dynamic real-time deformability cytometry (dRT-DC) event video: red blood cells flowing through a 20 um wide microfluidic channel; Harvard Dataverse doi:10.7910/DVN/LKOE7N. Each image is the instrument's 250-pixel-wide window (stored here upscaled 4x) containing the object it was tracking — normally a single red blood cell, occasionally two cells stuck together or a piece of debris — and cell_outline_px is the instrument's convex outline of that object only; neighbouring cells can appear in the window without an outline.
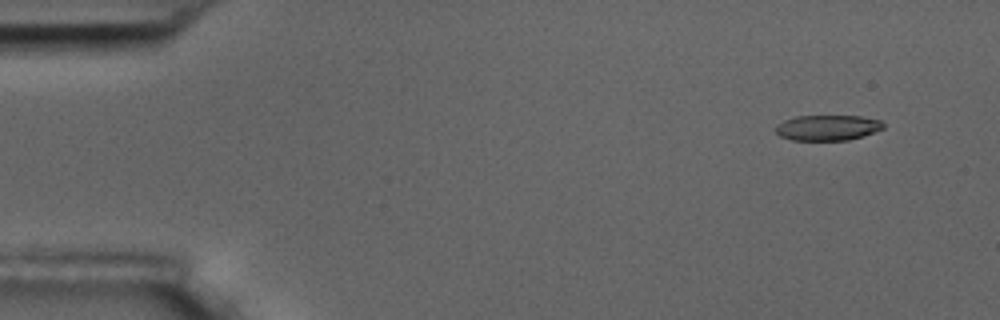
{"species": "common noctule bat (a hibernating species)", "species_latin": "Nyctalus noctula", "temperature_condition": "room temperature", "stored_images_in_passage": 10, "camera_frame_rate_fps": 3000, "um_per_image_px": 0.085, "animal": {"sex": "male", "body_mass_g": 17.5, "forearm_length_mm": 52.3}, "frame": {"image": 1, "passage_image": 1, "time_ms": 0.0, "image_size_px": [1000, 320], "cell_outline_px": [[884, 128], [864, 136], [848, 140], [792, 140], [780, 136], [776, 132], [776, 124], [784, 120], [796, 116], [860, 116], [880, 120], [884, 124]], "centroid_in_image_um": [70.34, 10.85], "position_along_channel_um": 14.7, "area_um2": 16.01}}
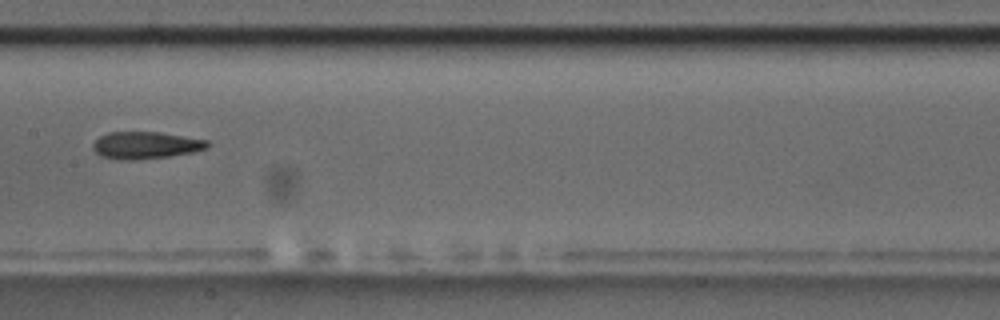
{"frame": {"image": 2, "passage_image": 8, "time_ms": 8.0, "image_size_px": [1000, 320], "cell_outline_px": [[212, 144], [208, 148], [192, 152], [168, 156], [132, 160], [120, 160], [100, 156], [92, 148], [92, 144], [100, 136], [108, 132], [160, 132], [208, 140]], "centroid_in_image_um": [12.39, 12.34], "position_along_channel_um": 195.0, "area_um2": 18.15}}
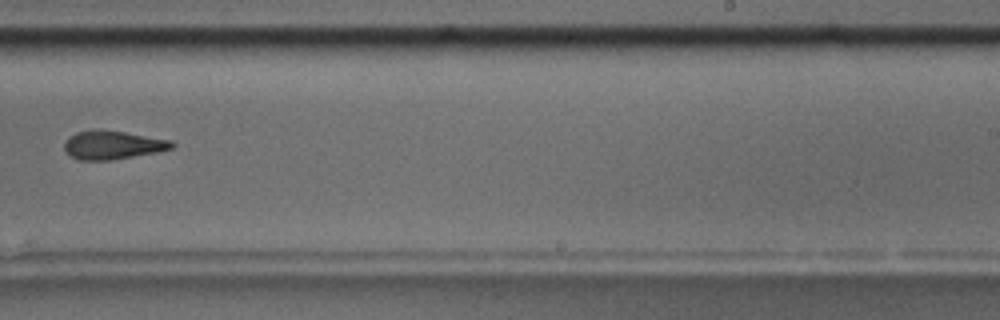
{"frame": {"image": 3, "passage_image": 10, "time_ms": 10.333, "image_size_px": [1000, 320], "cell_outline_px": [[176, 144], [172, 148], [156, 152], [108, 160], [80, 160], [72, 156], [64, 148], [64, 144], [68, 136], [76, 132], [92, 128], [100, 128], [172, 140]], "centroid_in_image_um": [9.55, 12.29], "position_along_channel_um": 279.4, "area_um2": 17.92}}